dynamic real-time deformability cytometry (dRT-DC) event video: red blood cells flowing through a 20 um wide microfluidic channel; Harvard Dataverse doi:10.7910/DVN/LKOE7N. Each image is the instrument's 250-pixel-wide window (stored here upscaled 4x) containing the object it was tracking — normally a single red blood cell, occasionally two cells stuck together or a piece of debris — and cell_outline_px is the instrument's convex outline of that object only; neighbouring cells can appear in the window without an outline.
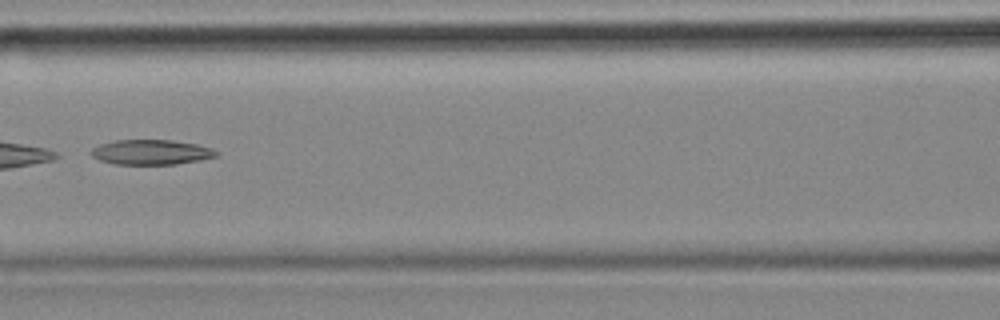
{"species": "common noctule bat (a hibernating species)", "species_latin": "Nyctalus noctula", "temperature_condition": "cold", "stored_images_in_passage": 6, "camera_frame_rate_fps": 3000, "um_per_image_px": 0.085, "animal": {"sex": "female", "body_mass_g": 18.4}, "frame": {"image": 1, "passage_image": 4, "time_ms": 1.0, "image_size_px": [1000, 320], "cell_outline_px": [[220, 152], [216, 156], [200, 160], [176, 164], [116, 164], [100, 160], [92, 156], [88, 152], [92, 148], [100, 144], [116, 140], [172, 140], [196, 144], [212, 148]], "centroid_in_image_um": [12.84, 12.93], "position_along_channel_um": 153.8, "area_um2": 18.21}}
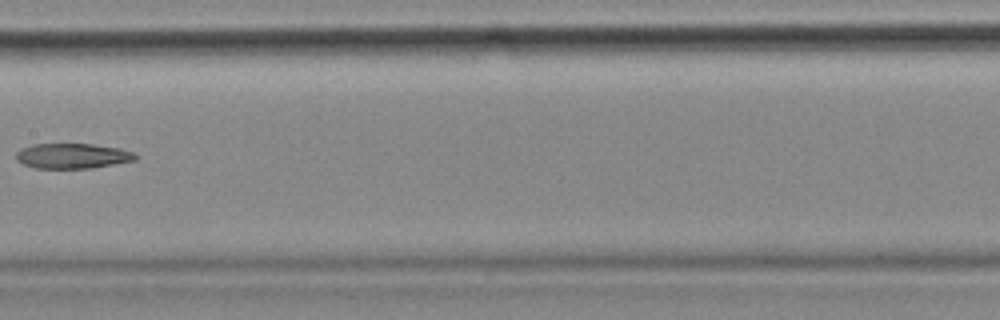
{"frame": {"image": 2, "passage_image": 5, "time_ms": 1.333, "image_size_px": [1000, 320], "cell_outline_px": [[136, 160], [92, 168], [36, 168], [24, 164], [16, 160], [16, 152], [20, 148], [32, 144], [92, 144], [120, 148], [132, 152], [136, 156]], "centroid_in_image_um": [6.13, 13.25], "position_along_channel_um": 201.3, "area_um2": 17.46}}